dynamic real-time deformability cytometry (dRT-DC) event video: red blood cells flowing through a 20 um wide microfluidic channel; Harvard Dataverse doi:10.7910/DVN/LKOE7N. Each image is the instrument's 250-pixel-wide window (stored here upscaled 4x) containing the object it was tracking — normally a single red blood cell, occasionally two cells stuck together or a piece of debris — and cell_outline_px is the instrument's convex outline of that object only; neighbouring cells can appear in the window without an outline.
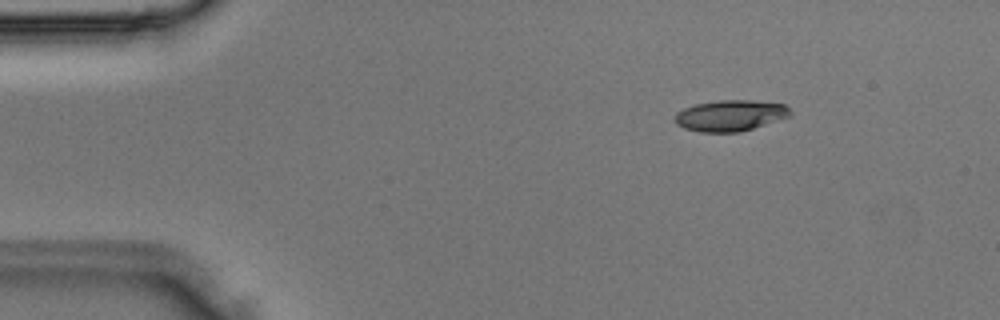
{"species": "Egyptian fruit bat (a non-hibernating species)", "species_latin": "Rousettus aegyptiacus", "temperature_condition": "room temperature", "stored_images_in_passage": 4, "camera_frame_rate_fps": 3000, "um_per_image_px": 0.085, "animal": {"sex": "male"}, "frame": {"image": 1, "passage_image": 4, "time_ms": 1.0, "image_size_px": [1000, 320], "cell_outline_px": [[792, 112], [788, 116], [740, 132], [700, 132], [684, 128], [676, 124], [672, 120], [676, 112], [684, 108], [696, 104], [720, 100], [752, 100], [784, 104]], "centroid_in_image_um": [62.0, 9.82], "position_along_channel_um": 23.0, "area_um2": 20.75}}